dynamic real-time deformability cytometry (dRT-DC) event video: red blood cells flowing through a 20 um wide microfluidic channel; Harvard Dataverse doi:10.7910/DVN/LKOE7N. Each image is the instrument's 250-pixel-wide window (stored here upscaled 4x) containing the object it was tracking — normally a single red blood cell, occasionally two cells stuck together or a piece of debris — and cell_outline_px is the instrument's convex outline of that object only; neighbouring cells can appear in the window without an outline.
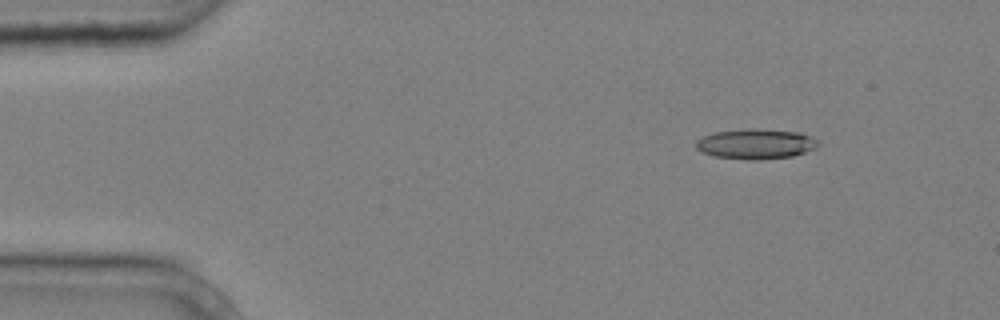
{"species": "common noctule bat (a hibernating species)", "species_latin": "Nyctalus noctula", "temperature_condition": "cold", "stored_images_in_passage": 4, "camera_frame_rate_fps": 3000, "um_per_image_px": 0.085, "animal": {"sex": "male", "body_mass_g": 20.4}, "frame": {"image": 1, "passage_image": 2, "time_ms": 0.333, "image_size_px": [1000, 320], "cell_outline_px": [[820, 144], [816, 148], [792, 156], [756, 160], [748, 160], [712, 156], [696, 148], [696, 140], [704, 136], [716, 132], [752, 128], [756, 128], [800, 132], [812, 136]], "centroid_in_image_um": [64.26, 12.23], "position_along_channel_um": 20.7, "area_um2": 21.44}}